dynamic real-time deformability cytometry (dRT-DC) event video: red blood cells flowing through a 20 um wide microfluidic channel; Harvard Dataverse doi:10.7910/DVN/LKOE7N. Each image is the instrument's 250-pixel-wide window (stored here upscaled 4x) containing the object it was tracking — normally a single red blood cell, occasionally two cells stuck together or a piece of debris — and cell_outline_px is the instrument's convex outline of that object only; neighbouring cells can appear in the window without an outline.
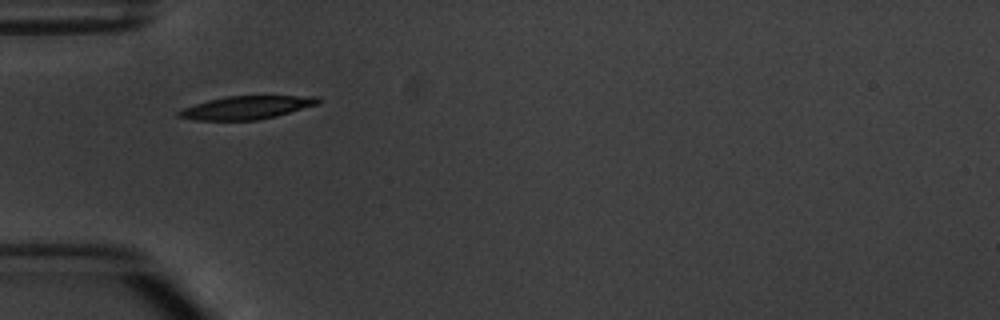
{"species": "common noctule bat (a hibernating species)", "species_latin": "Nyctalus noctula", "temperature_condition": "warm", "stored_images_in_passage": 2, "camera_frame_rate_fps": 3000, "um_per_image_px": 0.085, "animal": {"sex": "male", "body_mass_g": 20.1, "forearm_length_mm": 53.5}, "frame": {"image": 1, "passage_image": 1, "time_ms": 0.0, "image_size_px": [1000, 320], "cell_outline_px": [[320, 100], [316, 104], [276, 116], [256, 120], [196, 120], [176, 116], [176, 112], [184, 108], [208, 100], [228, 96], [320, 96]], "centroid_in_image_um": [20.92, 9.14], "position_along_channel_um": 64.1, "area_um2": 18.5}}